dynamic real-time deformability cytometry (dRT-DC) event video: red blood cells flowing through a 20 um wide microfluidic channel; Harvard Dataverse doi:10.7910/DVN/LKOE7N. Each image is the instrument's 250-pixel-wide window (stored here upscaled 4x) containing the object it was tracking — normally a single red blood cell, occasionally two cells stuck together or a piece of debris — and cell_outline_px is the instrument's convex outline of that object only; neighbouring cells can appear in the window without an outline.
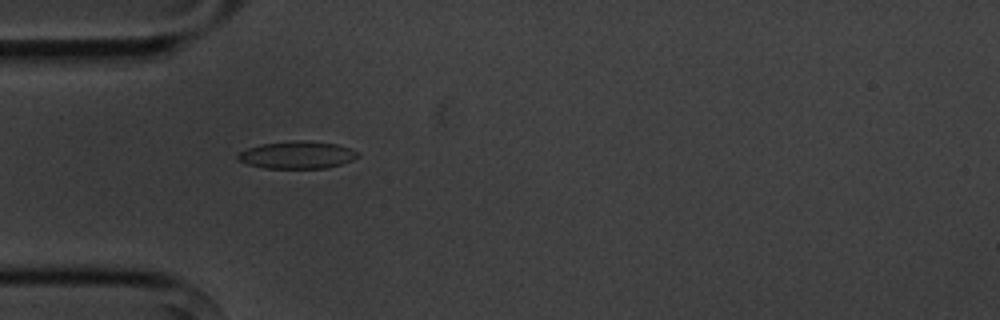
{"species": "common noctule bat (a hibernating species)", "species_latin": "Nyctalus noctula", "temperature_condition": "cold", "stored_images_in_passage": 2, "camera_frame_rate_fps": 3000, "um_per_image_px": 0.085, "animal": {"sex": "male", "body_mass_g": 20.1, "forearm_length_mm": 53.5}, "frame": {"image": 1, "passage_image": 1, "time_ms": 0.0, "image_size_px": [1000, 320], "cell_outline_px": [[360, 156], [352, 160], [328, 168], [264, 168], [248, 164], [236, 160], [236, 156], [240, 152], [248, 148], [260, 144], [292, 140], [308, 140], [336, 144], [360, 152]], "centroid_in_image_um": [25.25, 13.16], "position_along_channel_um": 59.7, "area_um2": 19.31}}
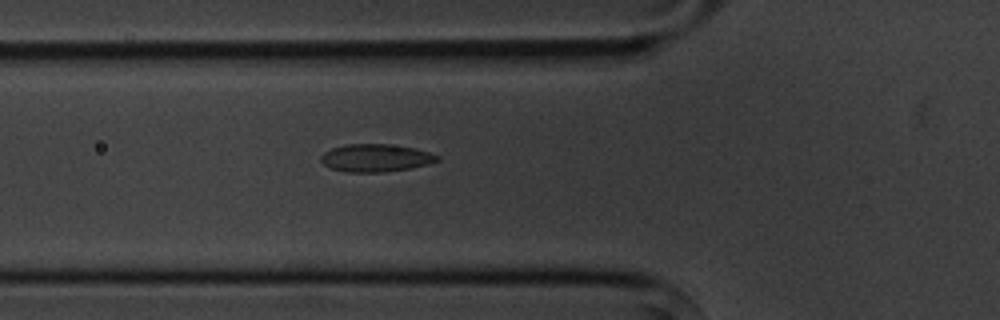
{"frame": {"image": 2, "passage_image": 2, "time_ms": 1.0, "image_size_px": [1000, 320], "cell_outline_px": [[440, 160], [428, 164], [412, 168], [380, 172], [348, 172], [332, 168], [324, 164], [320, 160], [320, 156], [324, 152], [332, 148], [344, 144], [388, 144], [412, 148], [428, 152], [440, 156]], "centroid_in_image_um": [31.93, 13.42], "position_along_channel_um": 93.9, "area_um2": 18.67}}